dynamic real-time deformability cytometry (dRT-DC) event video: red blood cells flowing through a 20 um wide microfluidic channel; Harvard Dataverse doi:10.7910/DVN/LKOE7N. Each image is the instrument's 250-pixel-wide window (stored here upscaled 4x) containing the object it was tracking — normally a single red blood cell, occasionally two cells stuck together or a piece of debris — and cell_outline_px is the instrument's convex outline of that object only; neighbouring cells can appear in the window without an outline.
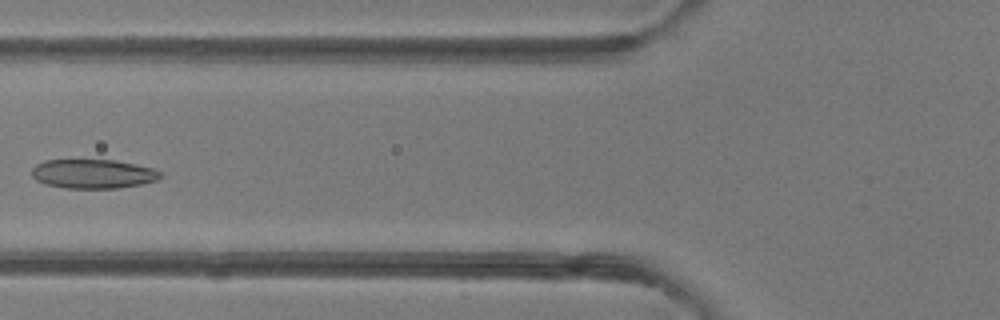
{"species": "common noctule bat (a hibernating species)", "species_latin": "Nyctalus noctula", "temperature_condition": "room temperature", "stored_images_in_passage": 3, "camera_frame_rate_fps": 3000, "um_per_image_px": 0.085, "animal": {"sex": "female"}, "frame": {"image": 1, "passage_image": 2, "time_ms": 1.0, "image_size_px": [1000, 320], "cell_outline_px": [[164, 176], [160, 180], [140, 184], [116, 188], [64, 188], [44, 184], [36, 180], [32, 176], [32, 168], [36, 164], [44, 160], [116, 160], [156, 168]], "centroid_in_image_um": [7.94, 14.77], "position_along_channel_um": 117.9, "area_um2": 22.14}}
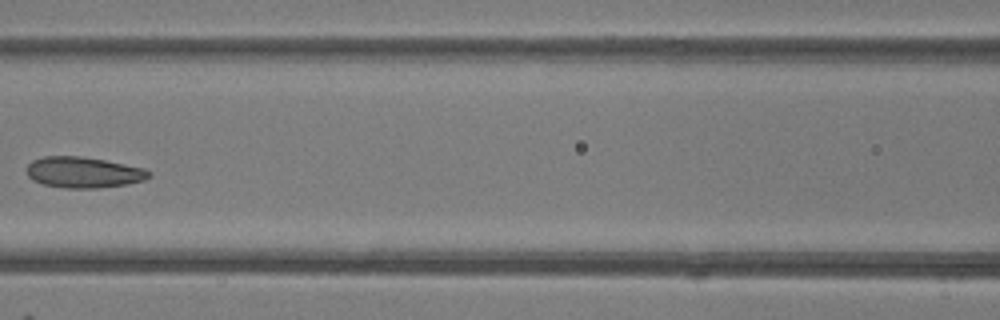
{"frame": {"image": 2, "passage_image": 3, "time_ms": 2.0, "image_size_px": [1000, 320], "cell_outline_px": [[152, 176], [144, 180], [128, 184], [96, 188], [64, 188], [44, 184], [32, 180], [28, 176], [28, 164], [32, 160], [44, 156], [80, 156], [104, 160], [144, 168], [152, 172]], "centroid_in_image_um": [7.12, 14.65], "position_along_channel_um": 159.5, "area_um2": 22.02}}